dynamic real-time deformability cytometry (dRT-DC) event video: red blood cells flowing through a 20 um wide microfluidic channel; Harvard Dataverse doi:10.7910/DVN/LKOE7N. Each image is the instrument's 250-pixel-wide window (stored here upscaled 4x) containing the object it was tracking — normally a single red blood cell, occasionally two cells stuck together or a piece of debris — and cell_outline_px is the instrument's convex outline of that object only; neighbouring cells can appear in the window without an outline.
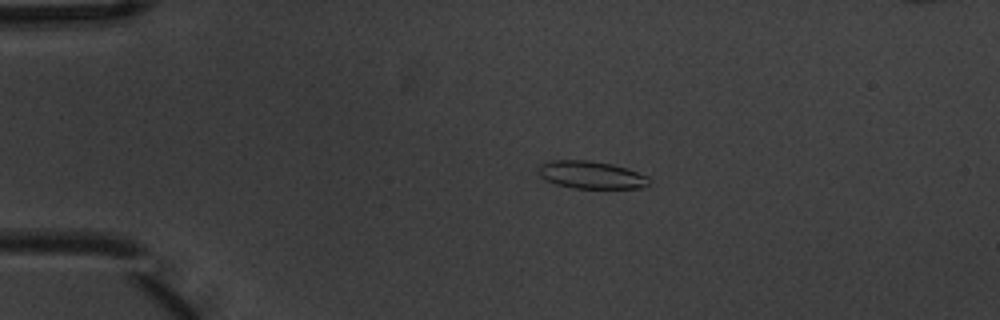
{"species": "common noctule bat (a hibernating species)", "species_latin": "Nyctalus noctula", "temperature_condition": "warm", "stored_images_in_passage": 4, "camera_frame_rate_fps": 3000, "um_per_image_px": 0.085, "animal": {"sex": "male", "body_mass_g": 20.1, "forearm_length_mm": 53.5}, "frame": {"image": 1, "passage_image": 3, "time_ms": 0.667, "image_size_px": [1000, 320], "cell_outline_px": [[648, 184], [644, 188], [576, 188], [556, 184], [544, 180], [540, 176], [540, 164], [552, 160], [588, 160], [612, 164], [628, 168], [648, 176]], "centroid_in_image_um": [50.26, 14.86], "position_along_channel_um": 34.7, "area_um2": 17.74}}